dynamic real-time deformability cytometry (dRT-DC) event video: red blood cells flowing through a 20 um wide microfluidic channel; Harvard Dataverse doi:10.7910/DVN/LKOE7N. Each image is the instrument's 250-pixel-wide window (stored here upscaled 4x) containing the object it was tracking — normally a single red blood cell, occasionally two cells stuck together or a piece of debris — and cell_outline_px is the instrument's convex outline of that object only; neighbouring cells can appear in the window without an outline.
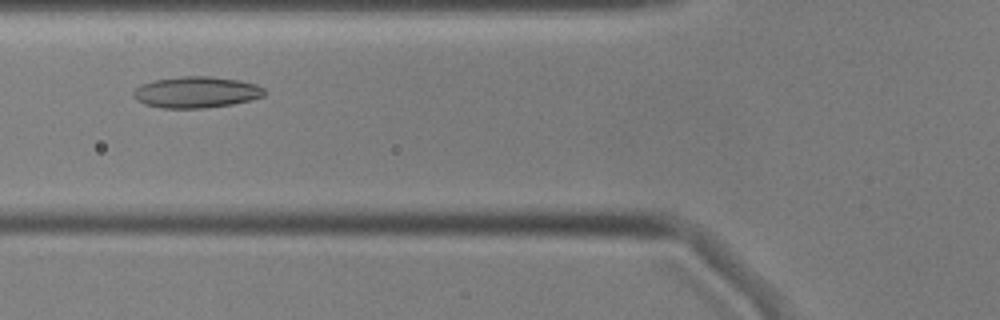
{"species": "common noctule bat (a hibernating species)", "species_latin": "Nyctalus noctula", "temperature_condition": "cold", "stored_images_in_passage": 47, "camera_frame_rate_fps": 3000, "um_per_image_px": 0.085, "animal": {"sex": "male", "body_mass_g": 17.9, "forearm_length_mm": 54.2}, "frame": {"image": 1, "passage_image": 12, "time_ms": 3.667, "image_size_px": [1000, 320], "cell_outline_px": [[264, 96], [232, 104], [204, 108], [160, 108], [144, 104], [136, 100], [132, 96], [132, 92], [140, 84], [156, 80], [180, 76], [212, 76], [240, 80], [256, 84], [264, 88]], "centroid_in_image_um": [16.65, 7.83], "position_along_channel_um": 109.2, "area_um2": 23.99}}
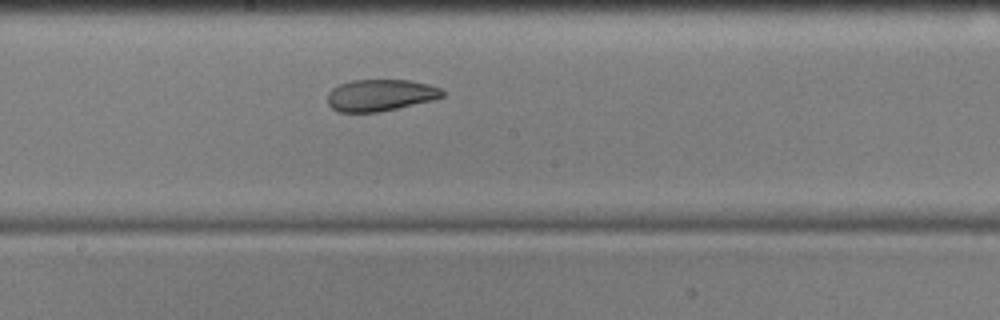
{"frame": {"image": 2, "passage_image": 21, "time_ms": 6.667, "image_size_px": [1000, 320], "cell_outline_px": [[444, 96], [432, 100], [380, 112], [340, 112], [332, 108], [328, 104], [328, 92], [332, 88], [340, 84], [352, 80], [412, 80], [428, 84], [440, 88], [444, 92]], "centroid_in_image_um": [32.32, 8.09], "position_along_channel_um": 215.9, "area_um2": 21.21}}
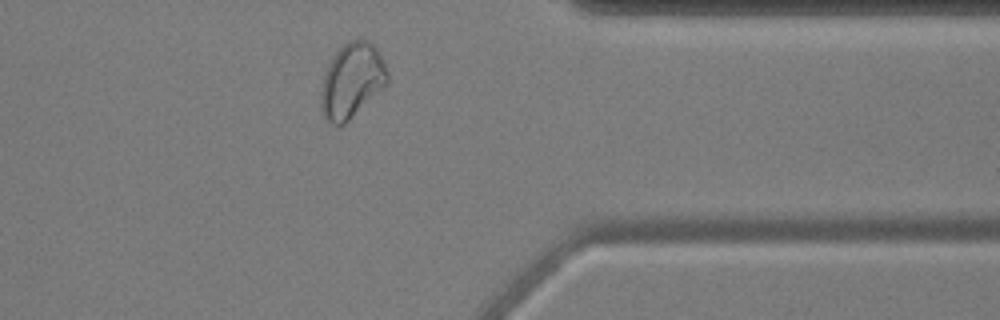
{"frame": {"image": 3, "passage_image": 36, "time_ms": 11.667, "image_size_px": [1000, 320], "cell_outline_px": [[388, 84], [344, 124], [332, 124], [324, 120], [320, 108], [320, 88], [324, 72], [332, 56], [348, 40], [368, 40], [380, 52], [388, 72]], "centroid_in_image_um": [29.88, 6.86], "position_along_channel_um": 381.5, "area_um2": 29.25}, "authors_computed_cell_mechanics": {"area_um2": 24.4494, "velocity_mm_per_s": 3.5633, "shape_relaxation_time_tau1_ms": null, "shape_relaxation_time_tau2_ms": 2.645, "deformation_change_tau1": null, "deformation_change_tau2": 0.081}}